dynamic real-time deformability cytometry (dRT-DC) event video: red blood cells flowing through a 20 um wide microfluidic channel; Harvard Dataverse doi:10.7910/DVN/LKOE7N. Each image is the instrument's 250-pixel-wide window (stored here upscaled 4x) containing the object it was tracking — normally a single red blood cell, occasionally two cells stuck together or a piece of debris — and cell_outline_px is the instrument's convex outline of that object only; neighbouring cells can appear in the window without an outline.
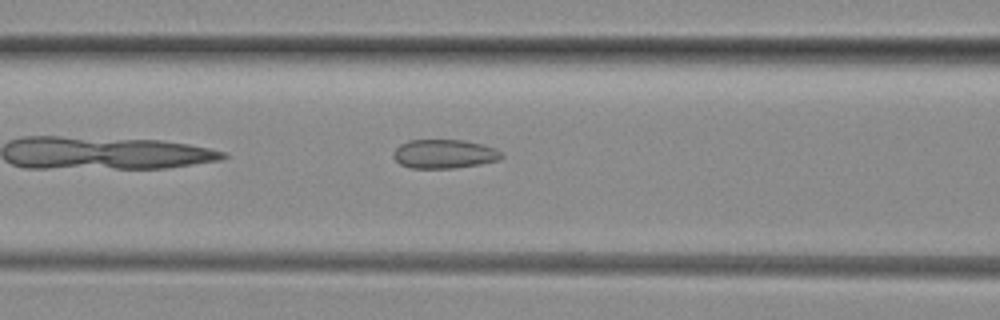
{"species": "common noctule bat (a hibernating species)", "species_latin": "Nyctalus noctula", "temperature_condition": "room temperature", "stored_images_in_passage": 35, "camera_frame_rate_fps": 3000, "um_per_image_px": 0.085, "animal": {"sex": "female", "body_mass_g": 29.2, "forearm_length_mm": 56.3}, "frame": {"image": 1, "passage_image": 6, "time_ms": 1.667, "image_size_px": [1000, 320], "cell_outline_px": [[504, 156], [500, 160], [480, 164], [452, 168], [412, 168], [400, 164], [392, 156], [396, 148], [400, 144], [408, 140], [464, 140], [496, 148]], "centroid_in_image_um": [37.76, 13.08], "position_along_channel_um": 128.8, "area_um2": 18.21}}
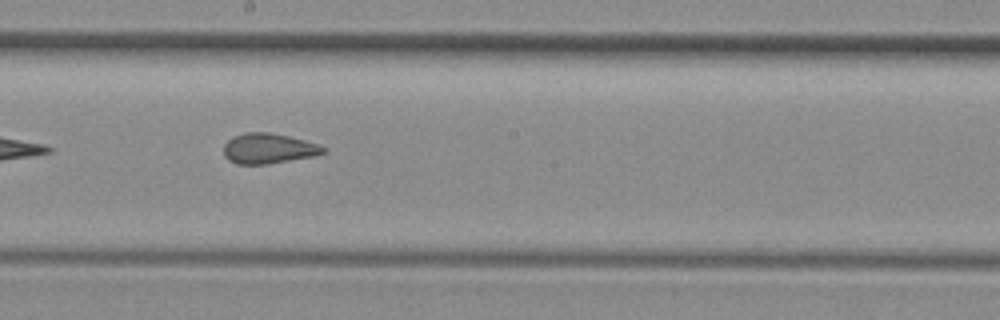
{"frame": {"image": 2, "passage_image": 13, "time_ms": 4.0, "image_size_px": [1000, 320], "cell_outline_px": [[328, 148], [324, 152], [312, 156], [264, 164], [236, 164], [228, 160], [224, 156], [224, 144], [232, 136], [244, 132], [268, 132], [288, 136], [320, 144]], "centroid_in_image_um": [22.79, 12.61], "position_along_channel_um": 225.4, "area_um2": 17.51}}
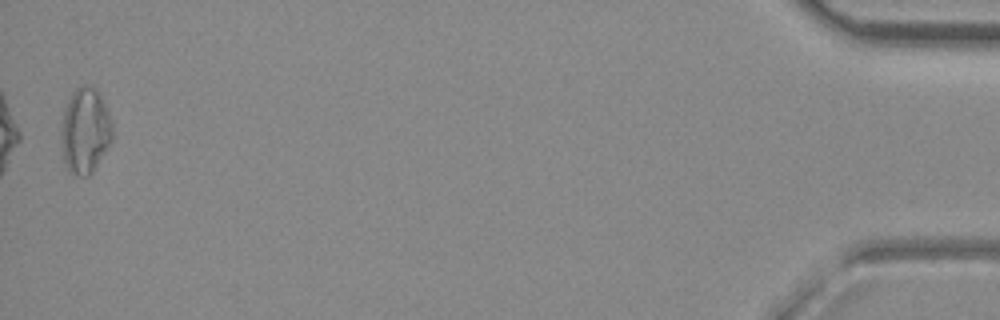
{"frame": {"image": 3, "passage_image": 35, "time_ms": 11.333, "image_size_px": [1000, 320], "cell_outline_px": [[112, 140], [92, 172], [88, 176], [80, 176], [68, 172], [64, 164], [60, 140], [60, 124], [64, 108], [68, 96], [76, 88], [84, 84], [88, 84], [96, 88], [100, 92], [108, 112], [112, 124]], "centroid_in_image_um": [7.19, 11.08], "position_along_channel_um": 428.0, "area_um2": 26.18}, "authors_computed_cell_mechanics": {"area_um2": 18.207, "velocity_mm_per_s": 4.14, "shape_relaxation_time_tau1_ms": null, "shape_relaxation_time_tau2_ms": 1.5046, "deformation_change_tau1": null, "deformation_change_tau2": 0.0916}}